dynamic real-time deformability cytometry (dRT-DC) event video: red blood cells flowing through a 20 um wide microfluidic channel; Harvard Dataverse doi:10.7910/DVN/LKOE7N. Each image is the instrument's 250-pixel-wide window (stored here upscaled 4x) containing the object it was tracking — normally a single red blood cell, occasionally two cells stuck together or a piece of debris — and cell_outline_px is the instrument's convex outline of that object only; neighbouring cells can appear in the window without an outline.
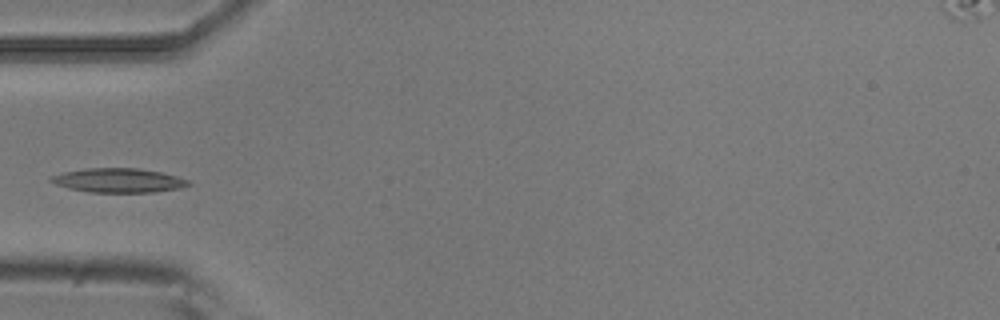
{"species": "common noctule bat (a hibernating species)", "species_latin": "Nyctalus noctula", "temperature_condition": "room temperature", "stored_images_in_passage": 5, "camera_frame_rate_fps": 3000, "um_per_image_px": 0.085, "animal": {"sex": "male", "body_mass_g": 20.5, "forearm_length_mm": 52.5}, "frame": {"image": 1, "passage_image": 4, "time_ms": 1.0, "image_size_px": [1000, 320], "cell_outline_px": [[192, 184], [180, 188], [152, 192], [88, 192], [68, 188], [56, 184], [48, 180], [48, 176], [64, 172], [84, 168], [140, 168], [160, 172], [176, 176], [188, 180]], "centroid_in_image_um": [10.03, 15.33], "position_along_channel_um": 75.0, "area_um2": 19.42}}
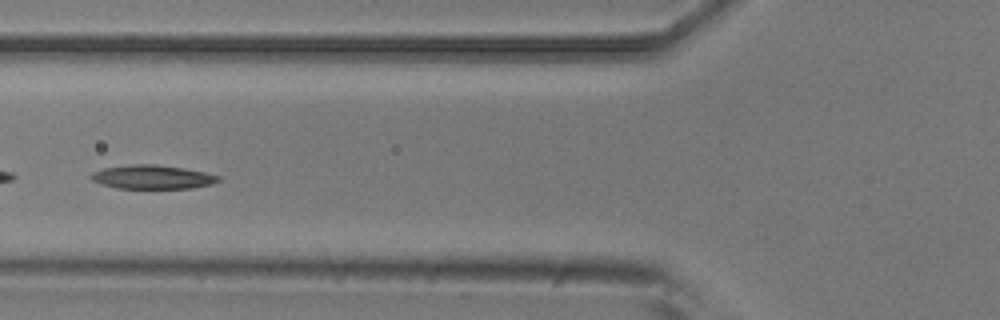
{"frame": {"image": 2, "passage_image": 5, "time_ms": 1.333, "image_size_px": [1000, 320], "cell_outline_px": [[220, 180], [212, 184], [192, 188], [116, 188], [92, 180], [88, 176], [92, 172], [104, 168], [132, 164], [156, 164], [184, 168], [204, 172], [220, 176]], "centroid_in_image_um": [12.96, 15.04], "position_along_channel_um": 112.8, "area_um2": 17.63}}